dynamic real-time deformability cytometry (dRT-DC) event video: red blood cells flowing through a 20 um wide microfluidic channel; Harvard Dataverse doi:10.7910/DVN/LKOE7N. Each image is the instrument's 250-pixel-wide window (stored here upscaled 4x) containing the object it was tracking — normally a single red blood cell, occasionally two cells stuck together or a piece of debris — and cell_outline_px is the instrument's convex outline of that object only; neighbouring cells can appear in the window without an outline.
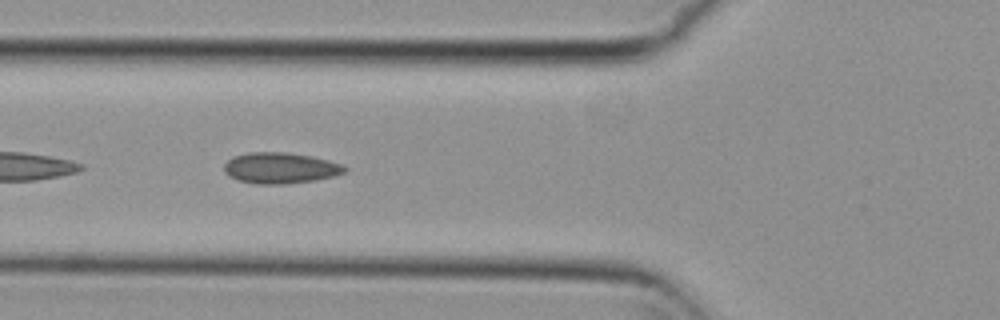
{"species": "common noctule bat (a hibernating species)", "species_latin": "Nyctalus noctula", "temperature_condition": "cold", "stored_images_in_passage": 45, "camera_frame_rate_fps": 3000, "um_per_image_px": 0.085, "animal": {"sex": "female", "body_mass_g": 29.2, "forearm_length_mm": 56.3}, "frame": {"image": 1, "passage_image": 14, "time_ms": 4.333, "image_size_px": [1000, 320], "cell_outline_px": [[348, 168], [344, 172], [332, 176], [316, 180], [288, 184], [256, 184], [236, 180], [228, 176], [224, 172], [224, 164], [232, 156], [248, 152], [288, 152], [312, 156], [328, 160], [340, 164]], "centroid_in_image_um": [23.78, 14.28], "position_along_channel_um": 102.0, "area_um2": 21.96}}
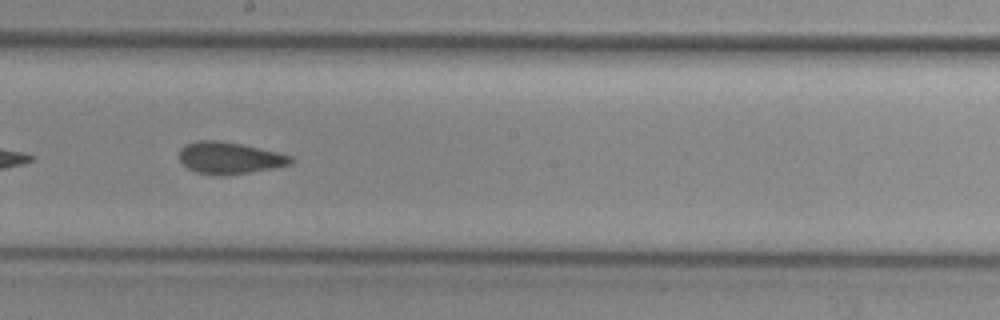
{"frame": {"image": 2, "passage_image": 24, "time_ms": 7.667, "image_size_px": [1000, 320], "cell_outline_px": [[292, 160], [288, 164], [272, 168], [224, 176], [220, 176], [196, 172], [188, 168], [180, 160], [180, 148], [184, 144], [196, 140], [216, 140], [240, 144], [276, 152], [292, 156]], "centroid_in_image_um": [19.44, 13.42], "position_along_channel_um": 228.8, "area_um2": 20.4}}
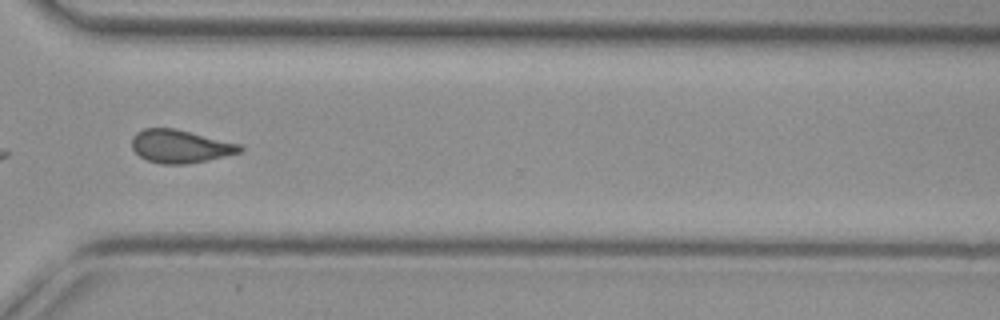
{"frame": {"image": 3, "passage_image": 34, "time_ms": 11.0, "image_size_px": [1000, 320], "cell_outline_px": [[244, 148], [240, 152], [208, 160], [184, 164], [160, 164], [148, 160], [140, 156], [132, 148], [132, 136], [136, 132], [144, 128], [176, 128], [240, 144]], "centroid_in_image_um": [15.3, 12.43], "position_along_channel_um": 355.3, "area_um2": 20.81}, "authors_computed_cell_mechanics": {"area_um2": 20.7502, "velocity_mm_per_s": 3.7985, "shape_relaxation_time_tau1_ms": null, "shape_relaxation_time_tau2_ms": 2.3802, "deformation_change_tau1": null, "deformation_change_tau2": 0.0756}}